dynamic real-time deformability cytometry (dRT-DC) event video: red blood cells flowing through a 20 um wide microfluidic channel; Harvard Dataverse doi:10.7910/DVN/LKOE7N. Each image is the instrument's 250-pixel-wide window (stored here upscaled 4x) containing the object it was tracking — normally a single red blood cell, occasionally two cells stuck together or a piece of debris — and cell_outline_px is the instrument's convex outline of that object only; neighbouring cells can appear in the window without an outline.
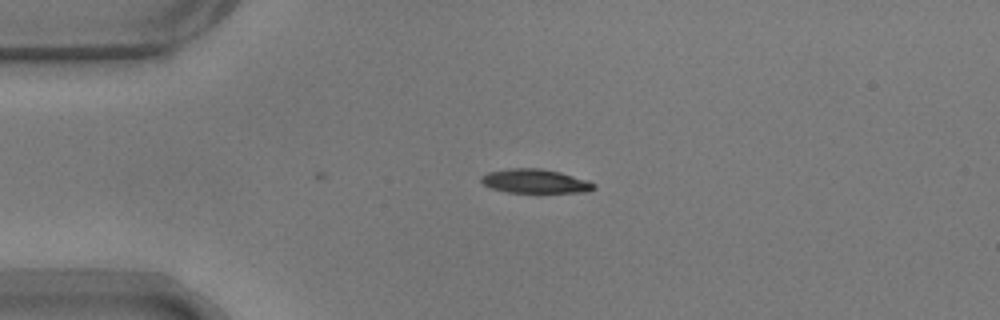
{"species": "common noctule bat (a hibernating species)", "species_latin": "Nyctalus noctula", "temperature_condition": "warm", "stored_images_in_passage": 5, "camera_frame_rate_fps": 3000, "um_per_image_px": 0.085, "animal": {"sex": "male", "body_mass_g": 17.9}, "frame": {"image": 1, "passage_image": 1, "time_ms": 0.0, "image_size_px": [1000, 320], "cell_outline_px": [[596, 188], [588, 192], [508, 192], [492, 188], [484, 184], [480, 180], [480, 176], [488, 172], [508, 168], [540, 168], [560, 172], [588, 180], [596, 184]], "centroid_in_image_um": [45.5, 15.39], "position_along_channel_um": 39.5, "area_um2": 15.78}}